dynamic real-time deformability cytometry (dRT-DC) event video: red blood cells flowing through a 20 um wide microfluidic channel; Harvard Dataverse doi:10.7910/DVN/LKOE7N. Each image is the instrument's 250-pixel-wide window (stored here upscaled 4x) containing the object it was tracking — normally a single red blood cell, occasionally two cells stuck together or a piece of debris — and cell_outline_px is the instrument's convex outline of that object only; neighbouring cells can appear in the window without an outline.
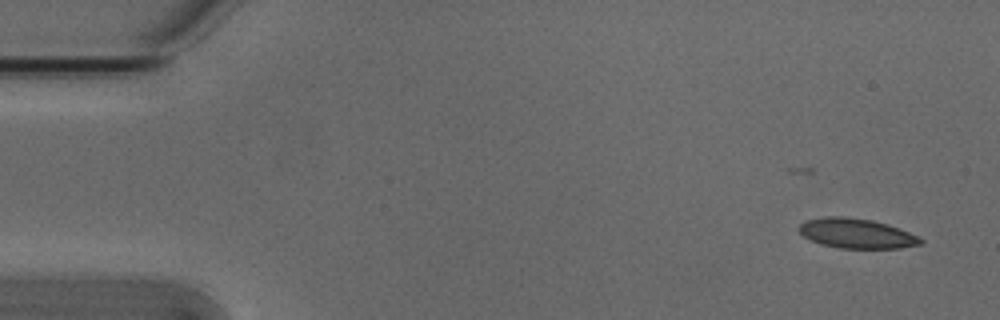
{"species": "Egyptian fruit bat (a non-hibernating species)", "species_latin": "Rousettus aegyptiacus", "temperature_condition": "cold", "stored_images_in_passage": 6, "camera_frame_rate_fps": 3000, "um_per_image_px": 0.085, "animal": {"sex": "male"}, "frame": {"image": 1, "passage_image": 1, "time_ms": 0.0, "image_size_px": [1000, 320], "cell_outline_px": [[924, 240], [920, 244], [900, 248], [840, 248], [820, 244], [804, 236], [800, 232], [800, 224], [804, 220], [824, 216], [844, 216], [872, 220], [888, 224], [908, 232]], "centroid_in_image_um": [72.78, 19.83], "position_along_channel_um": 12.2, "area_um2": 20.98}}
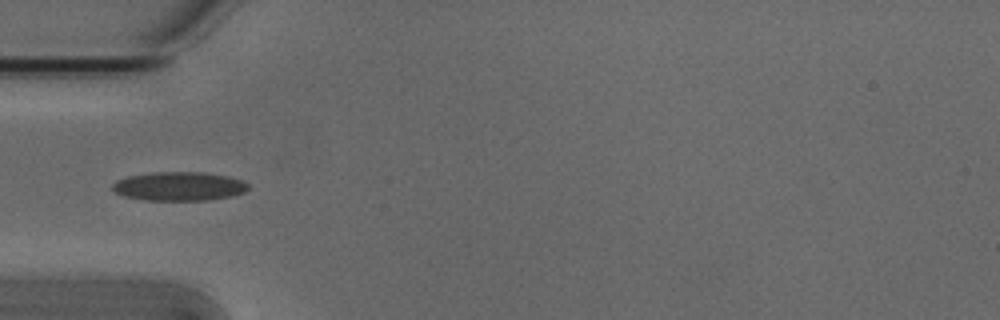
{"frame": {"image": 2, "passage_image": 4, "time_ms": 1.0, "image_size_px": [1000, 320], "cell_outline_px": [[248, 188], [244, 192], [232, 196], [208, 200], [144, 200], [124, 196], [116, 192], [112, 188], [112, 184], [116, 180], [128, 176], [152, 172], [204, 172], [228, 176], [244, 180], [248, 184]], "centroid_in_image_um": [15.23, 15.83], "position_along_channel_um": 69.8, "area_um2": 22.95}}
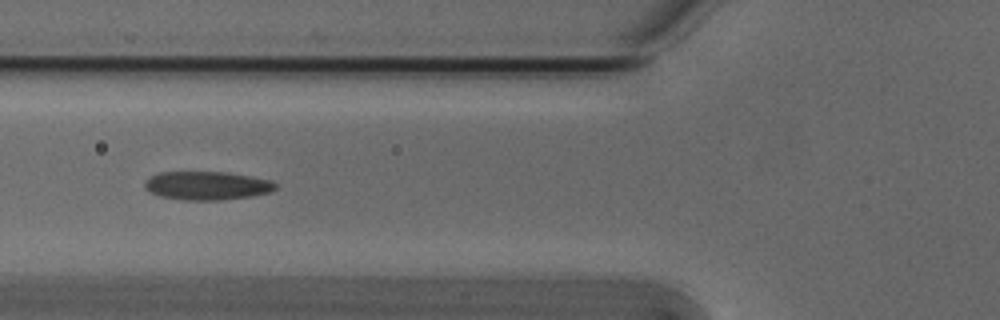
{"frame": {"image": 3, "passage_image": 5, "time_ms": 1.333, "image_size_px": [1000, 320], "cell_outline_px": [[276, 188], [272, 192], [252, 196], [220, 200], [184, 200], [160, 196], [144, 188], [144, 184], [152, 176], [160, 172], [228, 172], [272, 180], [276, 184]], "centroid_in_image_um": [17.64, 15.78], "position_along_channel_um": 108.2, "area_um2": 21.68}}